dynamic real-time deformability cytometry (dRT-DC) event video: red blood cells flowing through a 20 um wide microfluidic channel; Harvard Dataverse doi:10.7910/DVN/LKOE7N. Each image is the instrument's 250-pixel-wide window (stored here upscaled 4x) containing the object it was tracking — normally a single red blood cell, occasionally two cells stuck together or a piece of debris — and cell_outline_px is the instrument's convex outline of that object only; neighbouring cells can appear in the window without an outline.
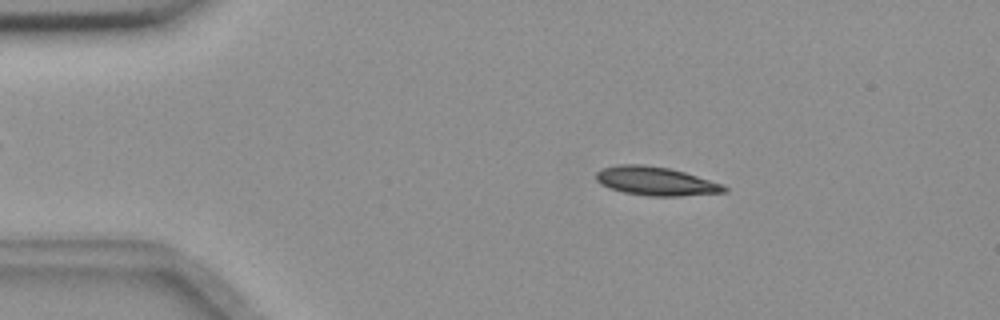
{"species": "common noctule bat (a hibernating species)", "species_latin": "Nyctalus noctula", "temperature_condition": "room temperature", "stored_images_in_passage": 48, "camera_frame_rate_fps": 3000, "um_per_image_px": 0.085, "animal": {"sex": "female", "body_mass_g": 18.4}, "frame": {"image": 1, "passage_image": 3, "time_ms": 0.667, "image_size_px": [1000, 320], "cell_outline_px": [[728, 192], [680, 196], [648, 196], [624, 192], [608, 188], [600, 184], [596, 180], [596, 172], [604, 168], [616, 164], [644, 164], [668, 168], [684, 172], [724, 184], [728, 188]], "centroid_in_image_um": [55.75, 15.4], "position_along_channel_um": 29.3, "area_um2": 21.56}}
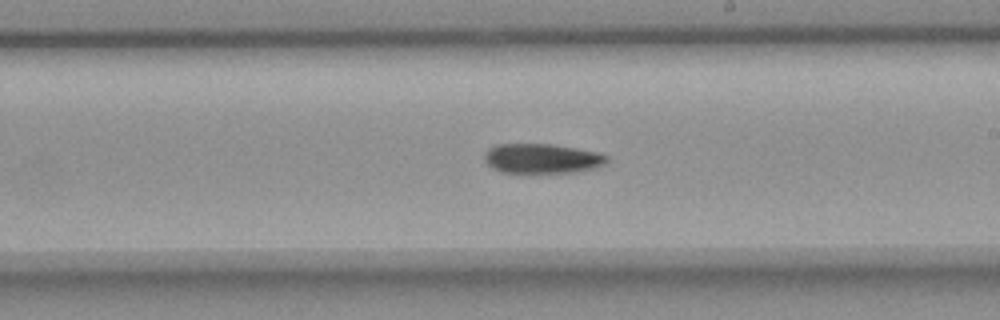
{"frame": {"image": 2, "passage_image": 25, "time_ms": 8.0, "image_size_px": [1000, 320], "cell_outline_px": [[608, 164], [596, 168], [576, 172], [500, 172], [492, 168], [484, 160], [484, 152], [488, 148], [496, 144], [552, 144], [600, 152], [608, 156]], "centroid_in_image_um": [46.1, 13.47], "position_along_channel_um": 242.9, "area_um2": 21.44}}
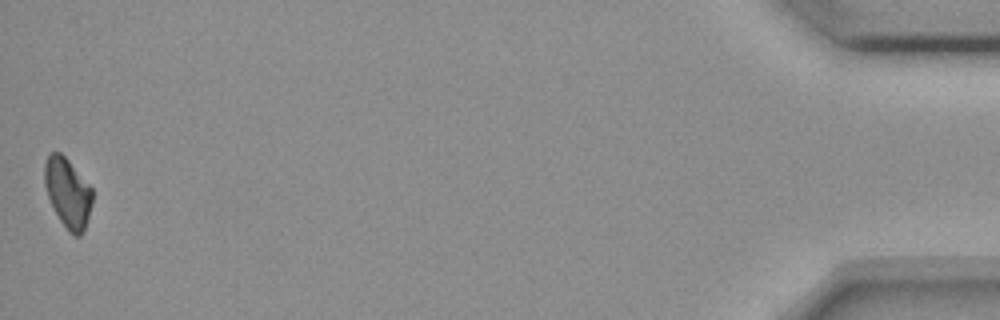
{"frame": {"image": 3, "passage_image": 48, "time_ms": 15.667, "image_size_px": [1000, 320], "cell_outline_px": [[92, 204], [84, 228], [80, 236], [72, 236], [68, 232], [60, 220], [48, 196], [44, 184], [44, 164], [48, 152], [60, 152], [68, 160], [92, 188]], "centroid_in_image_um": [5.74, 16.37], "position_along_channel_um": 429.5, "area_um2": 19.25}, "authors_computed_cell_mechanics": {"area_um2": 21.386, "velocity_mm_per_s": 3.664, "shape_relaxation_time_tau1_ms": 4.4487, "shape_relaxation_time_tau2_ms": null, "deformation_change_tau1": 0.142, "deformation_change_tau2": null}}